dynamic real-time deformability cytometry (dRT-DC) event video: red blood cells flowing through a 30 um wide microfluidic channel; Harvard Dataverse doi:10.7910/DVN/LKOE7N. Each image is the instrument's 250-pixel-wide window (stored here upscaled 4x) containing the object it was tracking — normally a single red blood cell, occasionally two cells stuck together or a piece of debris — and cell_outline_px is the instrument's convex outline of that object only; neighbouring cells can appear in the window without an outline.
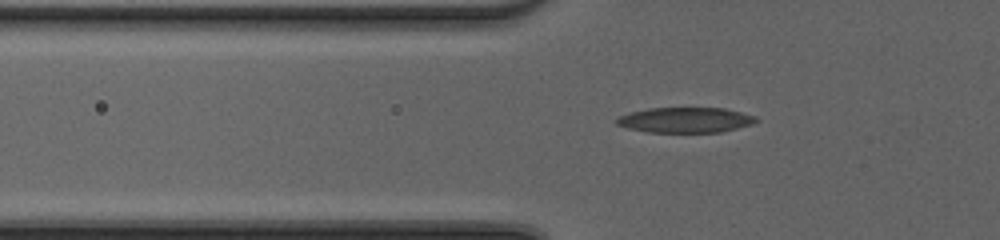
{"species": "common noctule bat (a hibernating species)", "species_latin": "Nyctalus noctula", "temperature_condition": "cold", "stored_images_in_passage": 43, "camera_frame_rate_fps": 3000, "um_per_image_px": 0.085, "animal": {"sex": "female", "body_mass_g": 20.0, "forearm_length_mm": 54.0}, "frame": {"image": 1, "passage_image": 12, "time_ms": 3.667, "image_size_px": [1000, 240], "cell_outline_px": [[760, 120], [752, 124], [720, 132], [648, 132], [628, 128], [616, 124], [616, 120], [620, 116], [632, 112], [652, 108], [724, 108], [756, 116]], "centroid_in_image_um": [58.29, 10.2], "position_along_channel_um": 67.5, "area_um2": 20.35}}
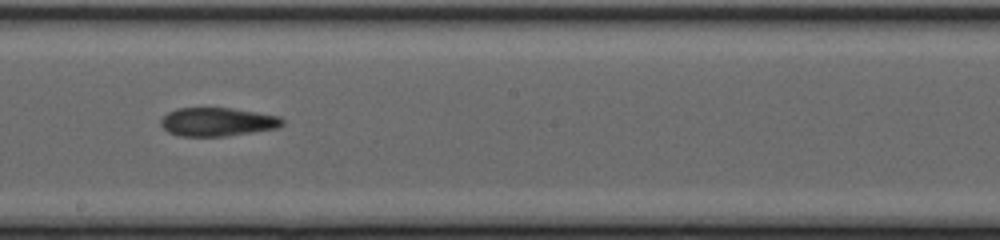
{"frame": {"image": 2, "passage_image": 24, "time_ms": 7.667, "image_size_px": [1000, 240], "cell_outline_px": [[284, 124], [276, 128], [252, 132], [224, 136], [180, 136], [168, 132], [160, 124], [160, 120], [168, 112], [176, 108], [228, 108], [256, 112], [280, 116], [284, 120]], "centroid_in_image_um": [18.47, 10.36], "position_along_channel_um": 229.7, "area_um2": 20.11}}
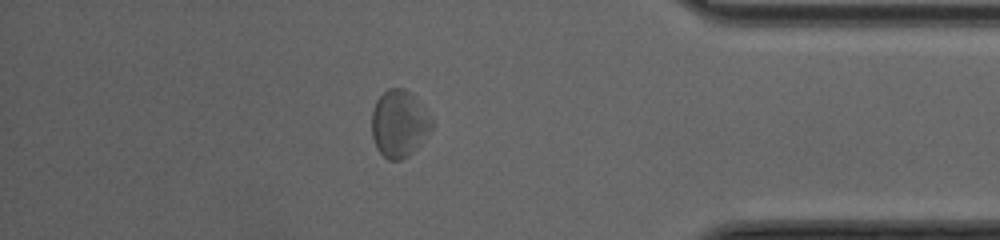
{"frame": {"image": 3, "passage_image": 38, "time_ms": 12.333, "image_size_px": [1000, 240], "cell_outline_px": [[432, 128], [412, 152], [408, 156], [400, 160], [388, 160], [376, 148], [372, 136], [372, 112], [376, 100], [388, 88], [404, 88], [416, 100], [432, 120]], "centroid_in_image_um": [33.88, 10.53], "position_along_channel_um": 401.3, "area_um2": 22.89}}